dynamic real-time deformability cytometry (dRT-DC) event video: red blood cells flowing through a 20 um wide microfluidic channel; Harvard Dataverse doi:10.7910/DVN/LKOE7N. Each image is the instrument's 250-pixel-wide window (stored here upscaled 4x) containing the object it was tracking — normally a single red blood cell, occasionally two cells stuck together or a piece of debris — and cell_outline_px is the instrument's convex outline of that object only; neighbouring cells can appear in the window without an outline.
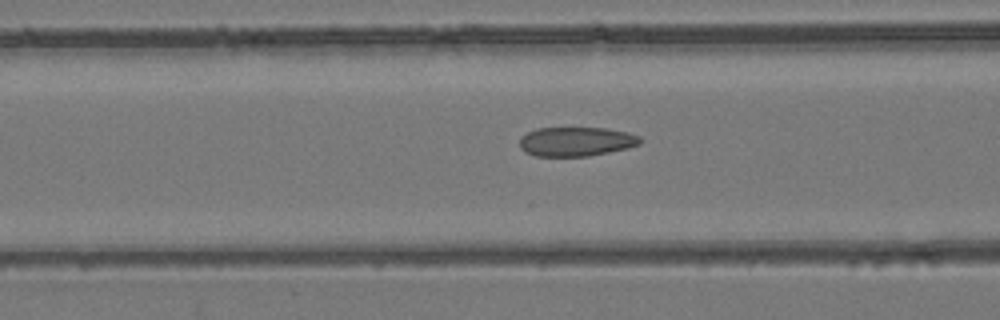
{"species": "common noctule bat (a hibernating species)", "species_latin": "Nyctalus noctula", "temperature_condition": "room temperature", "stored_images_in_passage": 43, "camera_frame_rate_fps": 3000, "um_per_image_px": 0.085, "animal": {"sex": "female", "body_mass_g": 24.6, "forearm_length_mm": 56.2}, "frame": {"image": 1, "passage_image": 12, "time_ms": 3.667, "image_size_px": [1000, 320], "cell_outline_px": [[644, 140], [640, 144], [628, 148], [588, 156], [536, 156], [524, 152], [520, 148], [520, 136], [536, 128], [604, 128], [628, 132], [640, 136]], "centroid_in_image_um": [48.98, 12.03], "position_along_channel_um": 117.6, "area_um2": 20.69}}
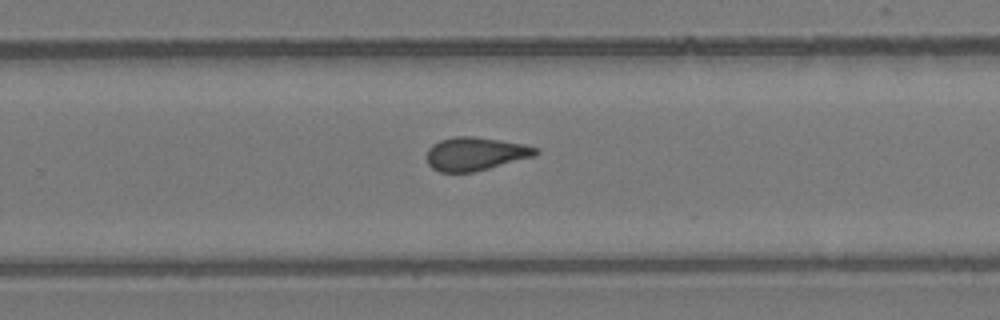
{"frame": {"image": 2, "passage_image": 25, "time_ms": 8.0, "image_size_px": [1000, 320], "cell_outline_px": [[540, 152], [536, 156], [472, 172], [440, 172], [432, 168], [428, 164], [428, 148], [432, 144], [440, 140], [452, 136], [472, 136], [500, 140], [524, 144], [536, 148]], "centroid_in_image_um": [40.41, 13.06], "position_along_channel_um": 289.4, "area_um2": 21.1}}
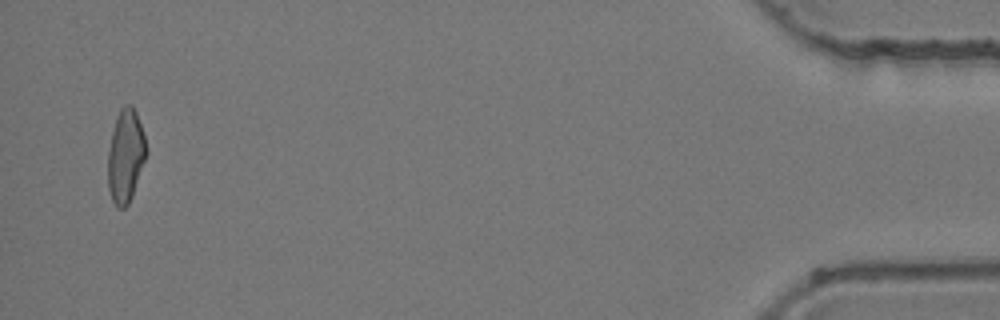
{"frame": {"image": 3, "passage_image": 42, "time_ms": 13.667, "image_size_px": [1000, 320], "cell_outline_px": [[148, 152], [132, 196], [128, 204], [124, 208], [116, 208], [112, 200], [108, 188], [108, 152], [112, 132], [120, 108], [124, 104], [132, 104], [136, 112], [148, 148]], "centroid_in_image_um": [10.68, 13.26], "position_along_channel_um": 424.5, "area_um2": 20.87}, "authors_computed_cell_mechanics": {"area_um2": 21.0392, "velocity_mm_per_s": 3.9663, "shape_relaxation_time_tau1_ms": null, "shape_relaxation_time_tau2_ms": 1.5571, "deformation_change_tau1": null, "deformation_change_tau2": 0.0936}}